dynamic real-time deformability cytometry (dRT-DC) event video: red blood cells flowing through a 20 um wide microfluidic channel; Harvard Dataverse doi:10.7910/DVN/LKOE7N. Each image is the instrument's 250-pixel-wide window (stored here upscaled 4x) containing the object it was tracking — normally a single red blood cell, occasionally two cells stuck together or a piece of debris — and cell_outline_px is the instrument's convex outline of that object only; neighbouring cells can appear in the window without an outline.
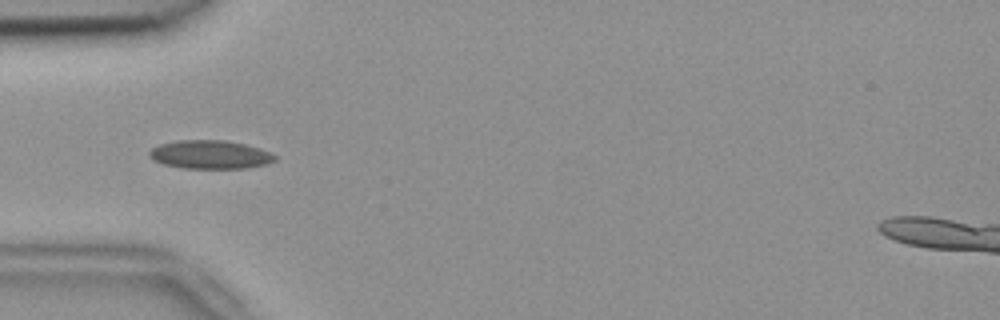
{"species": "common noctule bat (a hibernating species)", "species_latin": "Nyctalus noctula", "temperature_condition": "room temperature", "stored_images_in_passage": 39, "camera_frame_rate_fps": 3000, "um_per_image_px": 0.085, "animal": {"sex": "female", "body_mass_g": 18.4}, "frame": {"image": 1, "passage_image": 2, "time_ms": 0.333, "image_size_px": [1000, 320], "cell_outline_px": [[276, 160], [268, 164], [248, 168], [184, 168], [164, 164], [152, 160], [148, 156], [148, 152], [152, 148], [160, 144], [176, 140], [224, 140], [244, 144], [260, 148], [276, 156]], "centroid_in_image_um": [17.84, 13.14], "position_along_channel_um": 67.2, "area_um2": 20.92}}
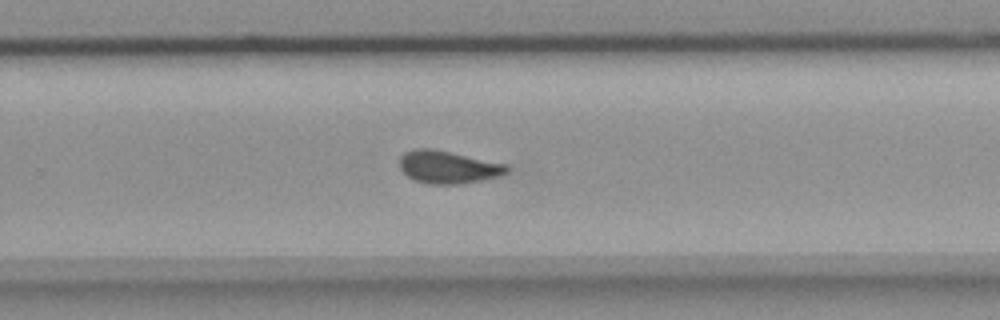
{"frame": {"image": 2, "passage_image": 20, "time_ms": 6.333, "image_size_px": [1000, 320], "cell_outline_px": [[508, 172], [500, 176], [460, 184], [428, 184], [416, 180], [408, 176], [400, 168], [400, 156], [404, 152], [416, 148], [432, 148], [508, 164]], "centroid_in_image_um": [38.09, 14.19], "position_along_channel_um": 291.7, "area_um2": 20.4}}
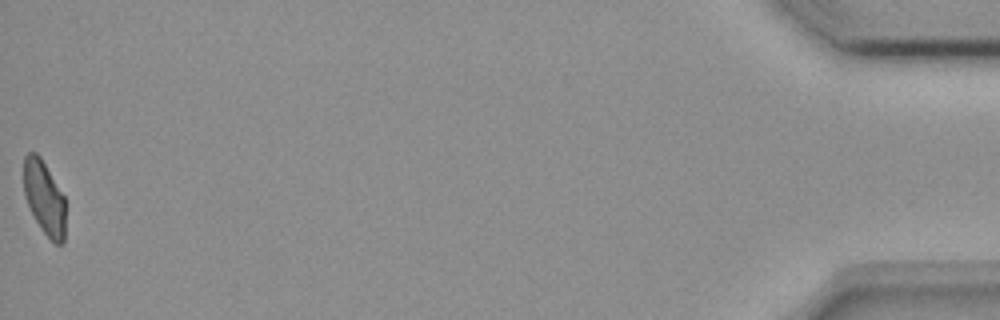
{"frame": {"image": 3, "passage_image": 39, "time_ms": 12.667, "image_size_px": [1000, 320], "cell_outline_px": [[64, 240], [60, 244], [56, 244], [44, 232], [36, 220], [28, 204], [24, 192], [24, 156], [28, 152], [36, 152], [40, 156], [64, 196]], "centroid_in_image_um": [3.75, 16.77], "position_along_channel_um": 431.4, "area_um2": 17.51}, "authors_computed_cell_mechanics": {"area_um2": 19.9988, "velocity_mm_per_s": 3.7617, "shape_relaxation_time_tau1_ms": null, "shape_relaxation_time_tau2_ms": 2.3217, "deformation_change_tau1": null, "deformation_change_tau2": 0.0498}}